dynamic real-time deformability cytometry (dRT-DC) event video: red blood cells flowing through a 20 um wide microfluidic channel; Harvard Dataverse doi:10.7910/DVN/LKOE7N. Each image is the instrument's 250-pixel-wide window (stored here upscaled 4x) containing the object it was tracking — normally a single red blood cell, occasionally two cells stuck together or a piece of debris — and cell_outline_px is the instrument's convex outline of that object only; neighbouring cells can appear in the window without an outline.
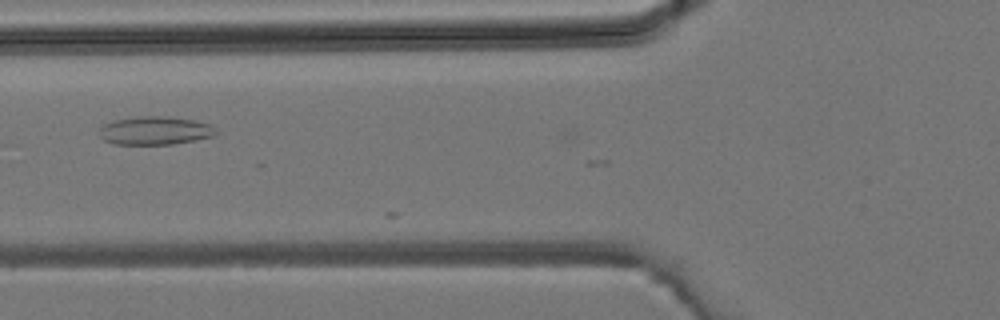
{"species": "common noctule bat (a hibernating species)", "species_latin": "Nyctalus noctula", "temperature_condition": "room temperature", "stored_images_in_passage": 11, "camera_frame_rate_fps": 3000, "um_per_image_px": 0.085, "animal": {"sex": "male", "body_mass_g": 19.2, "forearm_length_mm": 51.8}, "frame": {"image": 1, "passage_image": 6, "time_ms": 1.667, "image_size_px": [1000, 320], "cell_outline_px": [[220, 132], [212, 136], [196, 140], [172, 144], [112, 144], [104, 140], [96, 132], [104, 124], [116, 120], [140, 116], [168, 116], [192, 120], [212, 124]], "centroid_in_image_um": [13.19, 11.1], "position_along_channel_um": 112.6, "area_um2": 19.42}}
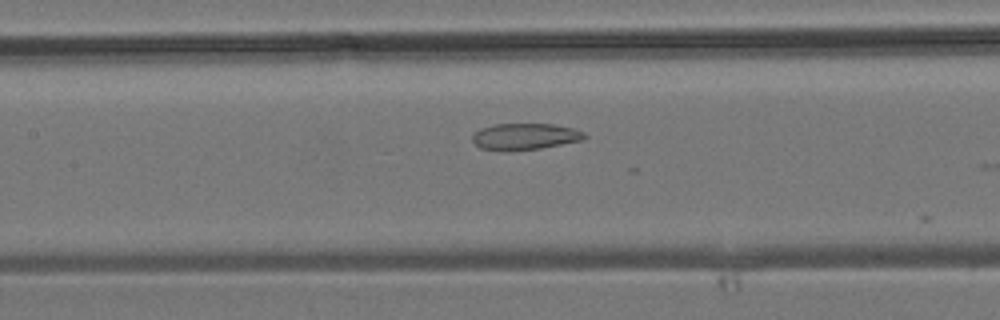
{"frame": {"image": 2, "passage_image": 9, "time_ms": 2.667, "image_size_px": [1000, 320], "cell_outline_px": [[588, 136], [584, 140], [540, 148], [480, 148], [472, 140], [472, 136], [480, 128], [496, 124], [552, 124], [572, 128], [584, 132]], "centroid_in_image_um": [44.69, 11.56], "position_along_channel_um": 162.7, "area_um2": 16.53}}